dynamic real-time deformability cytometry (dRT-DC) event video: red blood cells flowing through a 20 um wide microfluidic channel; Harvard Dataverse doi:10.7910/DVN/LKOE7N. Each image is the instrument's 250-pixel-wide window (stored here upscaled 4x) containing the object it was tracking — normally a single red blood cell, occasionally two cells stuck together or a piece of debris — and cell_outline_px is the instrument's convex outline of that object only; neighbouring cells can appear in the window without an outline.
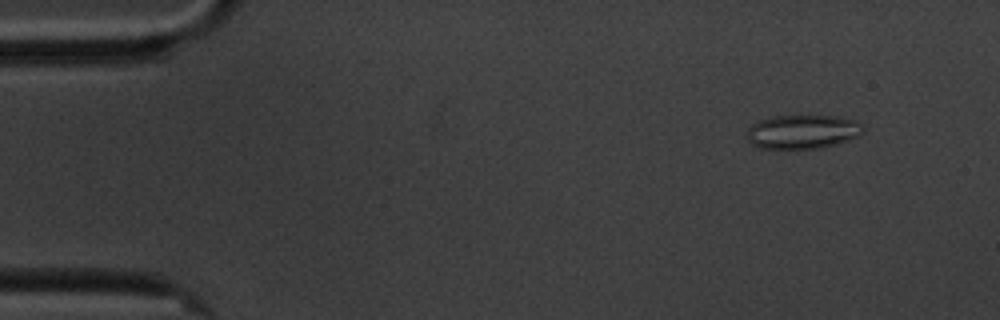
{"species": "common noctule bat (a hibernating species)", "species_latin": "Nyctalus noctula", "temperature_condition": "cold", "stored_images_in_passage": 59, "camera_frame_rate_fps": 3000, "um_per_image_px": 0.085, "animal": {"sex": "male", "body_mass_g": 20.1, "forearm_length_mm": 53.5}, "frame": {"image": 1, "passage_image": 6, "time_ms": 1.667, "image_size_px": [1000, 320], "cell_outline_px": [[864, 132], [860, 136], [836, 144], [820, 148], [760, 148], [752, 144], [748, 140], [748, 128], [752, 124], [760, 120], [772, 116], [840, 116], [864, 124]], "centroid_in_image_um": [68.26, 11.19], "position_along_channel_um": 16.7, "area_um2": 23.0}}
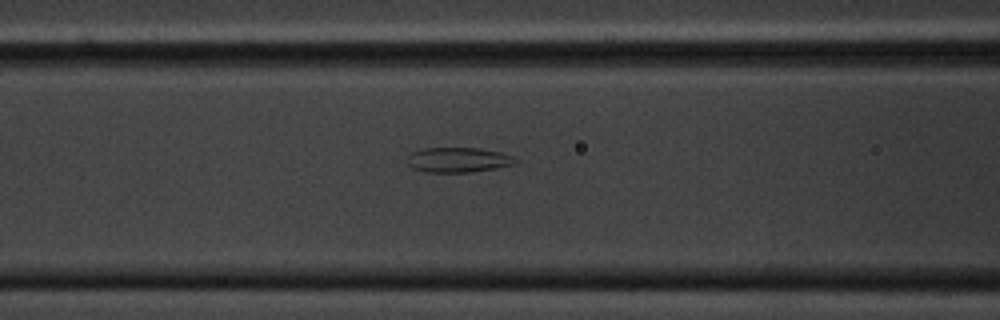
{"frame": {"image": 2, "passage_image": 24, "time_ms": 7.667, "image_size_px": [1000, 320], "cell_outline_px": [[520, 160], [516, 164], [496, 168], [472, 172], [424, 172], [412, 168], [408, 164], [408, 156], [412, 152], [420, 148], [480, 148], [500, 152], [512, 156]], "centroid_in_image_um": [38.96, 13.59], "position_along_channel_um": 127.6, "area_um2": 15.9}}
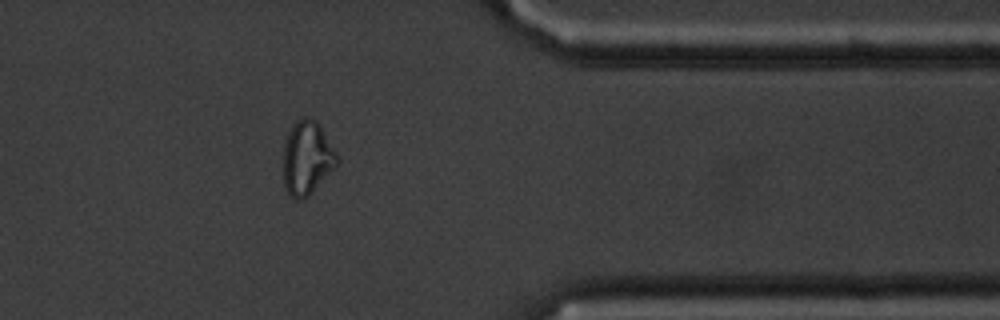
{"frame": {"image": 3, "passage_image": 48, "time_ms": 15.667, "image_size_px": [1000, 320], "cell_outline_px": [[340, 160], [312, 192], [308, 196], [300, 200], [296, 200], [288, 192], [284, 184], [284, 144], [288, 132], [296, 120], [304, 116], [308, 116], [316, 120], [320, 124], [336, 152]], "centroid_in_image_um": [26.1, 13.38], "position_along_channel_um": 385.3, "area_um2": 22.95}, "authors_computed_cell_mechanics": {"area_um2": 22.9466, "velocity_mm_per_s": 3.4058, "shape_relaxation_time_tau1_ms": null, "shape_relaxation_time_tau2_ms": 1.7963, "deformation_change_tau1": null, "deformation_change_tau2": 0.0745}}